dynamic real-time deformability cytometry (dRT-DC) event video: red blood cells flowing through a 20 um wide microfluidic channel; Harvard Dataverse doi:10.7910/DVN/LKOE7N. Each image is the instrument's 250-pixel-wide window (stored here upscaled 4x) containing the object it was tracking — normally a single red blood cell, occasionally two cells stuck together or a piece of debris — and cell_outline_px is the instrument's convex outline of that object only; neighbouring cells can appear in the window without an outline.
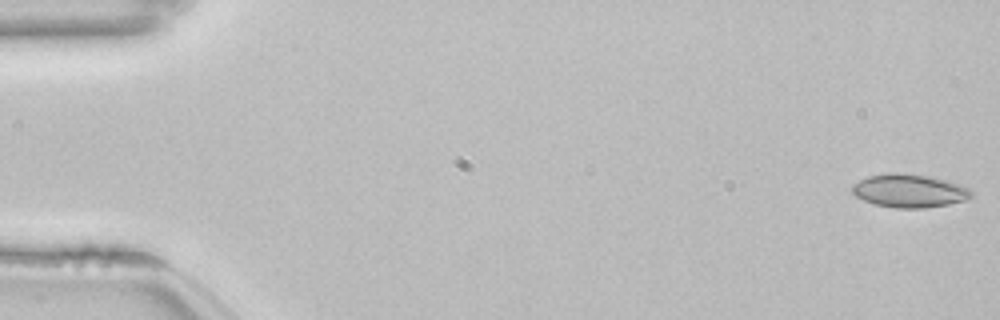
{"species": "common noctule bat (a hibernating species)", "species_latin": "Nyctalus noctula", "temperature_condition": "room temperature", "stored_images_in_passage": 54, "camera_frame_rate_fps": 3000, "um_per_image_px": 0.085, "animal": {"sex": "female", "body_mass_g": 22.7, "forearm_length_mm": 54.2}, "frame": {"image": 1, "passage_image": 1, "time_ms": 0.0, "image_size_px": [1000, 320], "cell_outline_px": [[972, 196], [964, 200], [948, 204], [924, 208], [896, 208], [872, 204], [856, 196], [852, 192], [852, 184], [868, 176], [892, 172], [904, 172], [928, 176], [960, 184], [968, 188], [972, 192]], "centroid_in_image_um": [77.26, 16.21], "position_along_channel_um": 7.7, "area_um2": 23.12}}
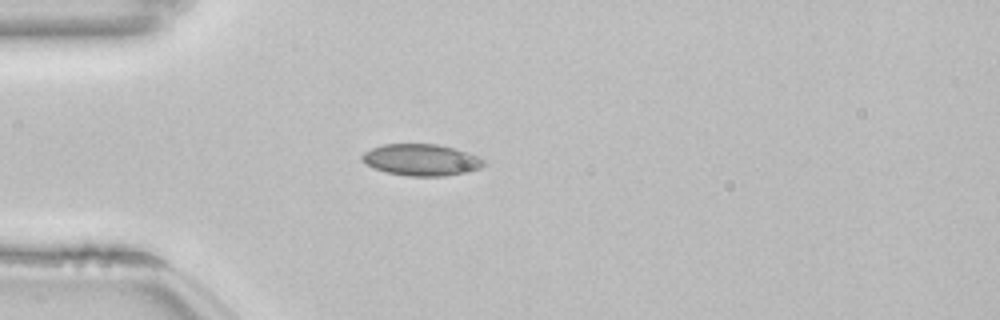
{"frame": {"image": 2, "passage_image": 15, "time_ms": 4.667, "image_size_px": [1000, 320], "cell_outline_px": [[484, 164], [480, 168], [464, 172], [444, 176], [408, 176], [388, 172], [364, 164], [360, 160], [360, 156], [364, 152], [372, 148], [384, 144], [436, 144], [452, 148], [476, 156], [484, 160]], "centroid_in_image_um": [35.74, 13.59], "position_along_channel_um": 49.3, "area_um2": 22.08}}
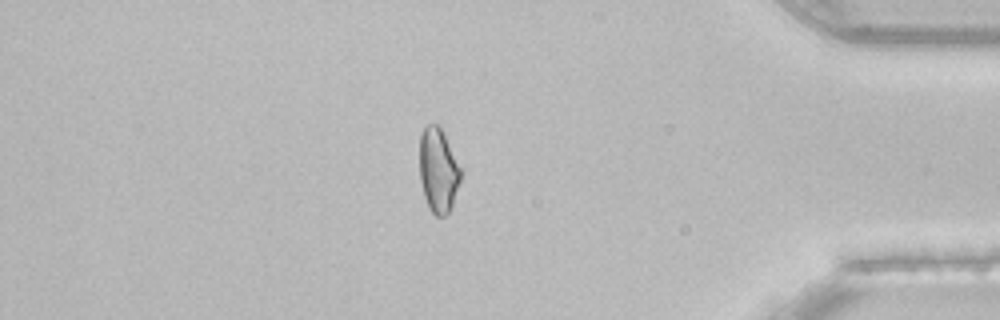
{"frame": {"image": 3, "passage_image": 46, "time_ms": 15.0, "image_size_px": [1000, 320], "cell_outline_px": [[460, 180], [452, 204], [448, 212], [444, 216], [436, 216], [432, 212], [424, 196], [420, 180], [420, 132], [428, 124], [436, 124], [440, 128], [460, 168]], "centroid_in_image_um": [37.22, 14.48], "position_along_channel_um": 398.0, "area_um2": 19.59}, "authors_computed_cell_mechanics": {"area_um2": 21.386, "velocity_mm_per_s": 3.8436, "shape_relaxation_time_tau1_ms": null, "shape_relaxation_time_tau2_ms": 1.401, "deformation_change_tau1": null, "deformation_change_tau2": 0.0612}}